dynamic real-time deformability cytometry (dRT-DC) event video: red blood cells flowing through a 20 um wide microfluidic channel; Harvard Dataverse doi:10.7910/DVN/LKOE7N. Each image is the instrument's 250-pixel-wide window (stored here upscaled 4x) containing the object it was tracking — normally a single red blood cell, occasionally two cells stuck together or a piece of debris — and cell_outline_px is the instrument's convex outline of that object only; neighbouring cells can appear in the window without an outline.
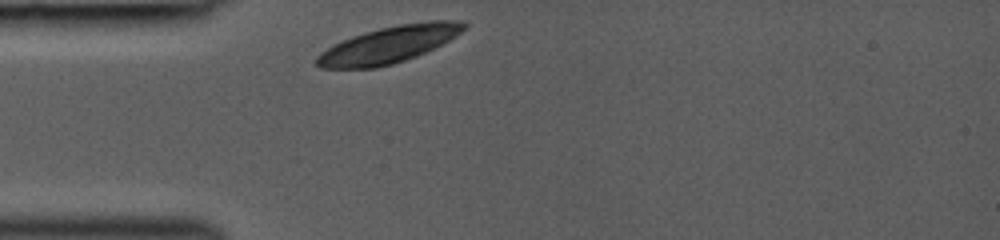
{"species": "common noctule bat (a hibernating species)", "species_latin": "Nyctalus noctula", "temperature_condition": "room temperature", "stored_images_in_passage": 27, "camera_frame_rate_fps": 3000, "um_per_image_px": 0.085, "animal": {"sex": "female", "body_mass_g": 19.0, "forearm_length_mm": 53.3}, "frame": {"image": 1, "passage_image": 1, "time_ms": 0.0, "image_size_px": [1000, 240], "cell_outline_px": [[468, 24], [456, 36], [416, 56], [392, 64], [376, 68], [320, 68], [316, 64], [316, 56], [320, 52], [352, 36], [380, 28], [400, 24], [432, 20], [460, 20]], "centroid_in_image_um": [33.05, 3.79], "position_along_channel_um": 52.0, "area_um2": 30.98}}
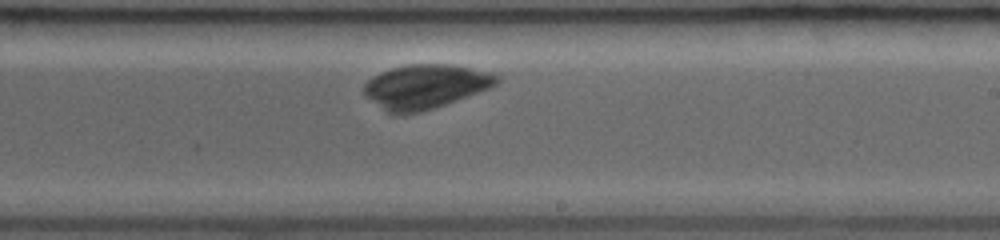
{"frame": {"image": 2, "passage_image": 16, "time_ms": 5.0, "image_size_px": [1000, 240], "cell_outline_px": [[500, 80], [496, 84], [488, 88], [456, 100], [420, 112], [396, 116], [392, 116], [364, 96], [364, 84], [372, 76], [380, 72], [392, 68], [408, 64], [448, 64], [492, 72], [500, 76]], "centroid_in_image_um": [36.1, 7.36], "position_along_channel_um": 252.9, "area_um2": 34.22}}
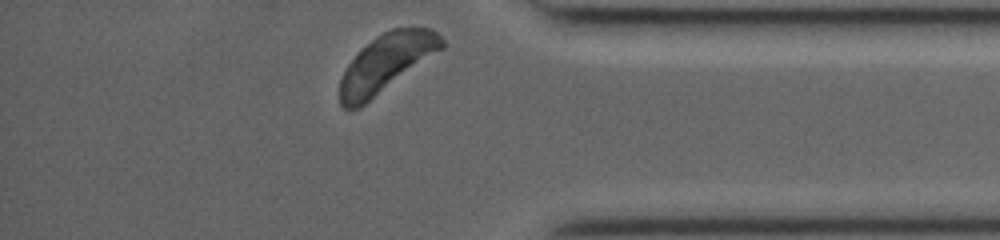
{"frame": {"image": 3, "passage_image": 27, "time_ms": 8.667, "image_size_px": [1000, 240], "cell_outline_px": [[444, 48], [360, 108], [344, 108], [340, 104], [340, 80], [348, 64], [376, 36], [392, 28], [432, 28], [444, 40]], "centroid_in_image_um": [32.86, 5.37], "position_along_channel_um": 402.3, "area_um2": 33.87}}